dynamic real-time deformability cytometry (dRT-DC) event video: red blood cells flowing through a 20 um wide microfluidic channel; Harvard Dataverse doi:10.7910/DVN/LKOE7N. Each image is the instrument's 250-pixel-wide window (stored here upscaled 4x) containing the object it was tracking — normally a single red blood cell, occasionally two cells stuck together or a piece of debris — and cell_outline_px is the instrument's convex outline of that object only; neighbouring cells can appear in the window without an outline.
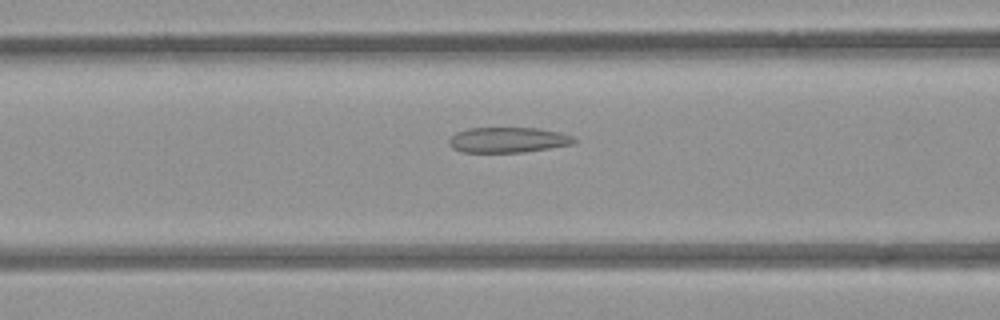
{"species": "common noctule bat (a hibernating species)", "species_latin": "Nyctalus noctula", "temperature_condition": "room temperature", "stored_images_in_passage": 48, "camera_frame_rate_fps": 3000, "um_per_image_px": 0.085, "animal": {"sex": "female", "body_mass_g": 21.9}, "frame": {"image": 1, "passage_image": 17, "time_ms": 5.333, "image_size_px": [1000, 320], "cell_outline_px": [[580, 140], [572, 144], [524, 152], [464, 152], [452, 148], [448, 144], [448, 140], [456, 132], [468, 128], [536, 128], [556, 132], [572, 136]], "centroid_in_image_um": [43.15, 11.89], "position_along_channel_um": 123.4, "area_um2": 18.38}}
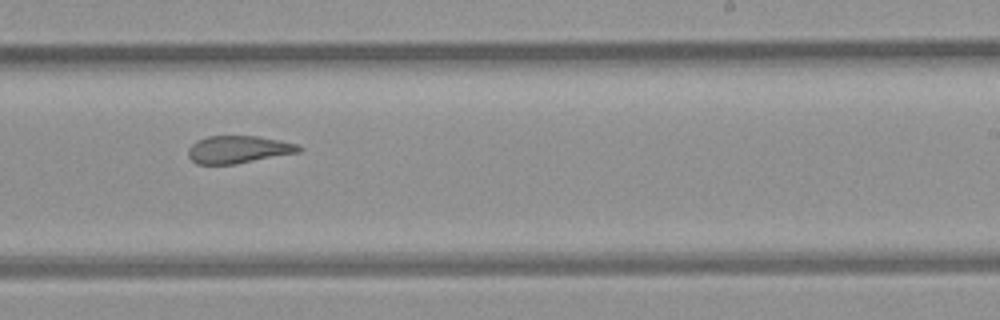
{"frame": {"image": 2, "passage_image": 28, "time_ms": 9.0, "image_size_px": [1000, 320], "cell_outline_px": [[300, 152], [236, 164], [196, 164], [188, 156], [188, 148], [196, 140], [208, 136], [256, 136], [280, 140], [296, 144], [300, 148]], "centroid_in_image_um": [20.22, 12.71], "position_along_channel_um": 268.8, "area_um2": 17.69}}
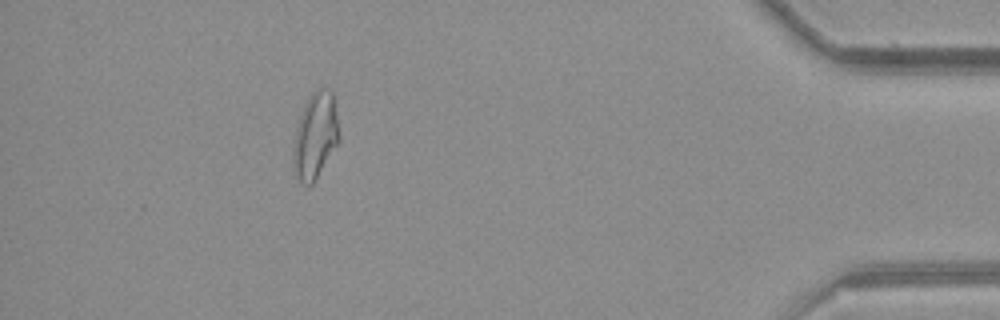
{"frame": {"image": 3, "passage_image": 43, "time_ms": 14.0, "image_size_px": [1000, 320], "cell_outline_px": [[340, 140], [312, 184], [308, 184], [300, 180], [296, 176], [292, 160], [292, 148], [296, 128], [300, 116], [308, 96], [316, 88], [328, 88], [332, 92]], "centroid_in_image_um": [26.78, 11.51], "position_along_channel_um": 408.4, "area_um2": 22.72}, "authors_computed_cell_mechanics": {"area_um2": 20.4034, "velocity_mm_per_s": 3.963, "shape_relaxation_time_tau1_ms": null, "shape_relaxation_time_tau2_ms": 2.6714, "deformation_change_tau1": null, "deformation_change_tau2": 0.1037}}